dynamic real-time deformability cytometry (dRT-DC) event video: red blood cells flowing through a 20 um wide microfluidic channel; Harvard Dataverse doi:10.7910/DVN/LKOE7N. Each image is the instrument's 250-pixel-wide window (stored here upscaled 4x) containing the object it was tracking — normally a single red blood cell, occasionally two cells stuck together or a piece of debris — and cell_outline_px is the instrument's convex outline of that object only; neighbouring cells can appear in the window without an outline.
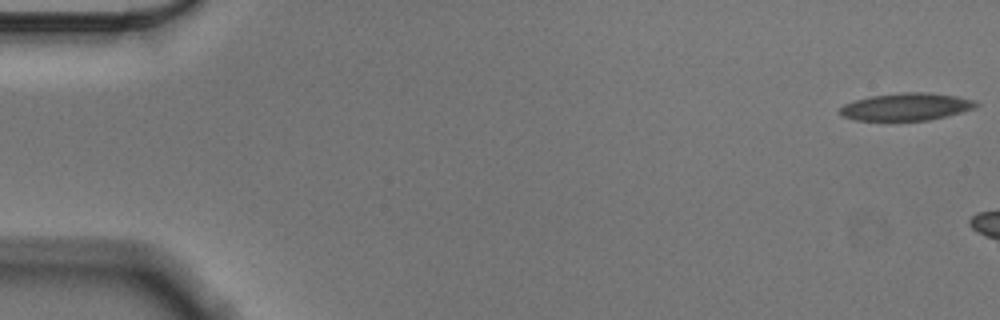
{"species": "Egyptian fruit bat (a non-hibernating species)", "species_latin": "Rousettus aegyptiacus", "temperature_condition": "cold", "stored_images_in_passage": 6, "camera_frame_rate_fps": 3000, "um_per_image_px": 0.085, "animal": {"sex": "male"}, "frame": {"image": 1, "passage_image": 1, "time_ms": 0.0, "image_size_px": [1000, 320], "cell_outline_px": [[980, 104], [976, 108], [948, 116], [928, 120], [852, 120], [840, 116], [840, 108], [844, 104], [856, 100], [872, 96], [904, 92], [928, 92], [956, 96], [976, 100]], "centroid_in_image_um": [77.07, 9.08], "position_along_channel_um": 7.9, "area_um2": 21.85}}